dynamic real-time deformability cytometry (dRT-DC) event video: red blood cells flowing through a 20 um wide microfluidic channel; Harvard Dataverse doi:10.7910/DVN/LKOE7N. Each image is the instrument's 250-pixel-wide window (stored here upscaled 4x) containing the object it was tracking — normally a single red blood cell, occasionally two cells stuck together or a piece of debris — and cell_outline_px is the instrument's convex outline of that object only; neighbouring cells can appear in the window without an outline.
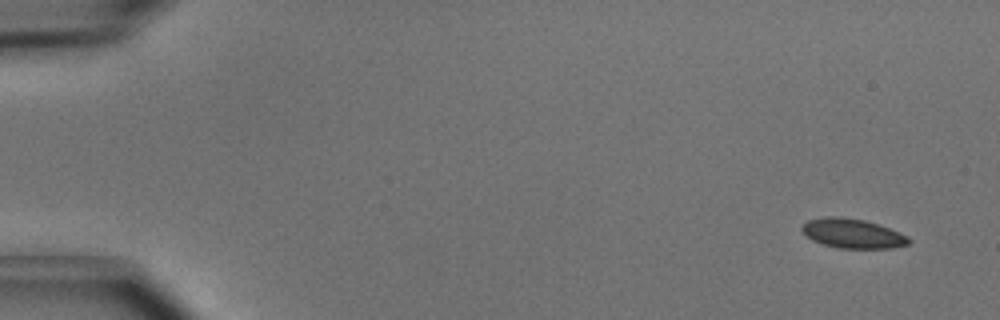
{"species": "common noctule bat (a hibernating species)", "species_latin": "Nyctalus noctula", "temperature_condition": "cold", "stored_images_in_passage": 5, "camera_frame_rate_fps": 3000, "um_per_image_px": 0.085, "animal": {"sex": "male", "body_mass_g": 15.6}, "frame": {"image": 1, "passage_image": 1, "time_ms": 0.0, "image_size_px": [1000, 320], "cell_outline_px": [[912, 240], [908, 244], [892, 248], [836, 248], [812, 240], [800, 228], [808, 220], [828, 216], [840, 216], [864, 220], [900, 232], [908, 236]], "centroid_in_image_um": [72.49, 19.85], "position_along_channel_um": 12.5, "area_um2": 18.21}}
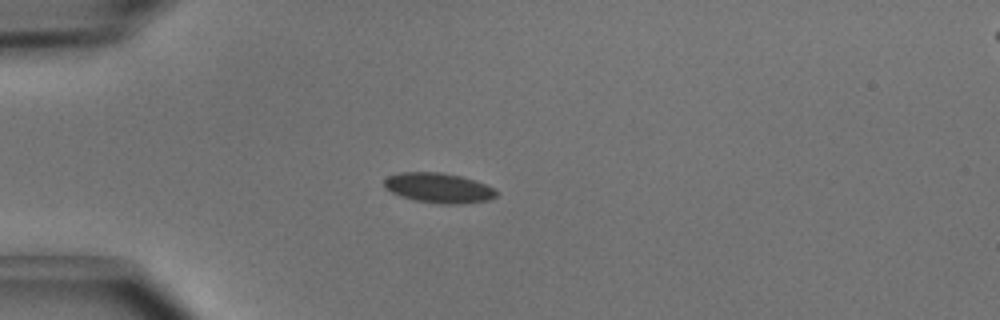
{"frame": {"image": 2, "passage_image": 4, "time_ms": 1.0, "image_size_px": [1000, 320], "cell_outline_px": [[496, 196], [488, 200], [460, 204], [444, 204], [416, 200], [400, 196], [384, 188], [384, 180], [388, 176], [400, 172], [440, 172], [460, 176], [476, 180], [492, 188], [496, 192]], "centroid_in_image_um": [37.25, 15.96], "position_along_channel_um": 47.7, "area_um2": 19.42}}